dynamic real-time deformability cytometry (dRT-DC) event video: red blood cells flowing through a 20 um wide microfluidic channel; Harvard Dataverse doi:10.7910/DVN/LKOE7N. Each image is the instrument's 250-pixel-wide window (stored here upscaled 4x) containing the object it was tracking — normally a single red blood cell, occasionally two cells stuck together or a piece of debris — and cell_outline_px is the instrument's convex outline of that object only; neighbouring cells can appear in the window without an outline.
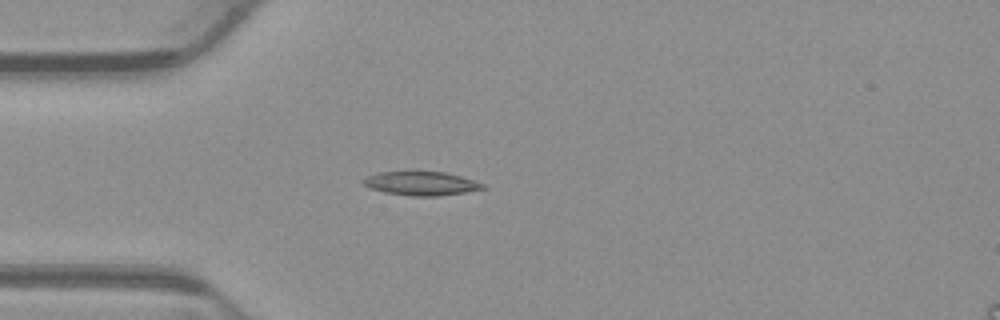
{"species": "common noctule bat (a hibernating species)", "species_latin": "Nyctalus noctula", "temperature_condition": "warm", "stored_images_in_passage": 48, "camera_frame_rate_fps": 3000, "um_per_image_px": 0.085, "animal": {"sex": "male", "body_mass_g": 23.1, "forearm_length_mm": 52.7}, "frame": {"image": 1, "passage_image": 10, "time_ms": 3.0, "image_size_px": [1000, 320], "cell_outline_px": [[488, 188], [464, 192], [436, 196], [412, 196], [384, 192], [372, 188], [364, 184], [360, 180], [364, 176], [380, 172], [408, 168], [416, 168], [444, 172], [460, 176], [484, 184]], "centroid_in_image_um": [35.73, 15.53], "position_along_channel_um": 49.3, "area_um2": 17.46}}
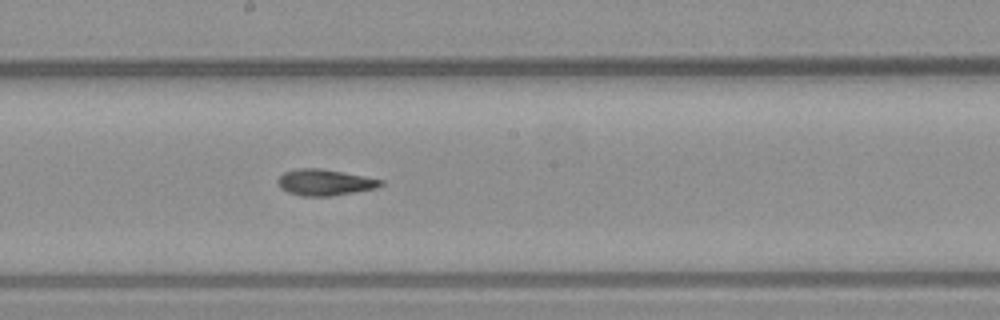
{"frame": {"image": 2, "passage_image": 24, "time_ms": 7.667, "image_size_px": [1000, 320], "cell_outline_px": [[384, 184], [380, 188], [332, 196], [300, 196], [288, 192], [280, 188], [276, 180], [284, 172], [296, 168], [320, 168], [364, 176], [384, 180]], "centroid_in_image_um": [27.62, 15.51], "position_along_channel_um": 220.6, "area_um2": 15.95}}
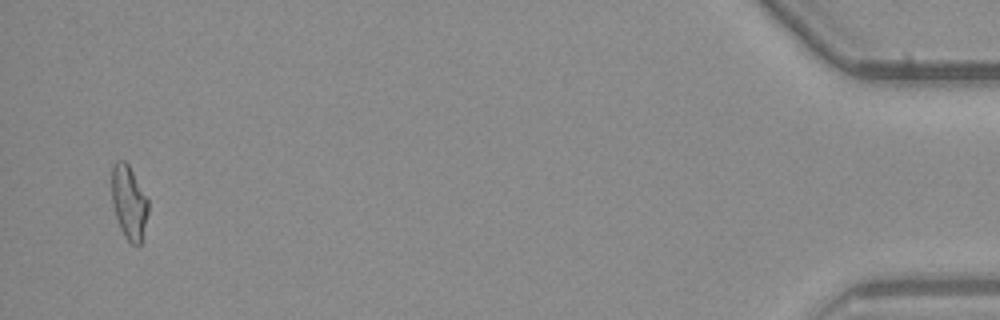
{"frame": {"image": 3, "passage_image": 47, "time_ms": 15.333, "image_size_px": [1000, 320], "cell_outline_px": [[148, 212], [140, 244], [132, 244], [124, 236], [120, 228], [112, 204], [112, 164], [116, 160], [124, 160], [128, 164], [148, 200]], "centroid_in_image_um": [10.94, 17.18], "position_along_channel_um": 424.3, "area_um2": 15.43}, "authors_computed_cell_mechanics": {"area_um2": 15.8372, "velocity_mm_per_s": 3.8717, "shape_relaxation_time_tau1_ms": 6.8457, "shape_relaxation_time_tau2_ms": 3.2928, "deformation_change_tau1": 0.2298, "deformation_change_tau2": 0.0976}}